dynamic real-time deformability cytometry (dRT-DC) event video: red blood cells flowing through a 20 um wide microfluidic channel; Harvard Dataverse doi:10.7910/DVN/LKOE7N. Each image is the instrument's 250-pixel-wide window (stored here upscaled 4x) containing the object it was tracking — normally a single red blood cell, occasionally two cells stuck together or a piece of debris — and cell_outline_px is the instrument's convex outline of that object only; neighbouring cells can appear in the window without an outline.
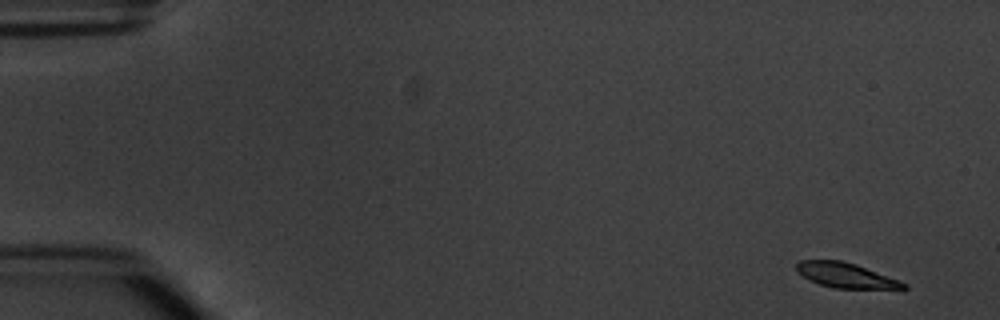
{"species": "common noctule bat (a hibernating species)", "species_latin": "Nyctalus noctula", "temperature_condition": "warm", "stored_images_in_passage": 6, "camera_frame_rate_fps": 3000, "um_per_image_px": 0.085, "animal": {"sex": "male", "body_mass_g": 20.1, "forearm_length_mm": 53.5}, "frame": {"image": 1, "passage_image": 1, "time_ms": 0.0, "image_size_px": [1000, 320], "cell_outline_px": [[908, 288], [904, 292], [832, 288], [820, 284], [796, 272], [796, 264], [800, 260], [840, 260], [856, 264], [900, 280], [908, 284]], "centroid_in_image_um": [72.09, 23.47], "position_along_channel_um": 12.9, "area_um2": 16.47}}
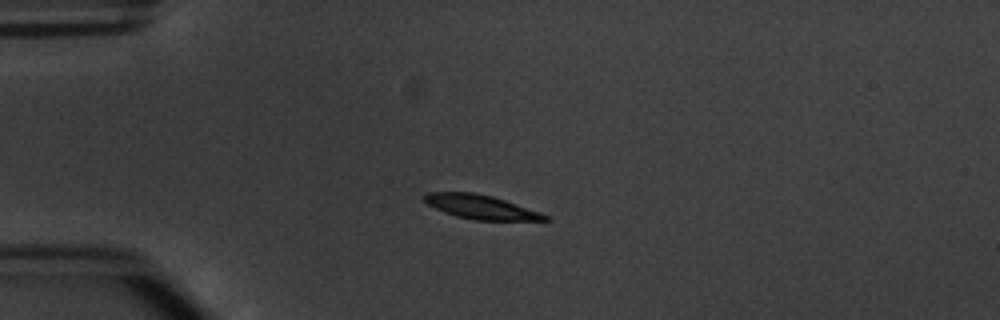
{"frame": {"image": 2, "passage_image": 4, "time_ms": 3.667, "image_size_px": [1000, 320], "cell_outline_px": [[552, 220], [472, 220], [456, 216], [444, 212], [428, 204], [420, 196], [428, 192], [476, 192], [492, 196], [540, 212], [548, 216]], "centroid_in_image_um": [40.83, 17.58], "position_along_channel_um": 44.2, "area_um2": 16.88}}